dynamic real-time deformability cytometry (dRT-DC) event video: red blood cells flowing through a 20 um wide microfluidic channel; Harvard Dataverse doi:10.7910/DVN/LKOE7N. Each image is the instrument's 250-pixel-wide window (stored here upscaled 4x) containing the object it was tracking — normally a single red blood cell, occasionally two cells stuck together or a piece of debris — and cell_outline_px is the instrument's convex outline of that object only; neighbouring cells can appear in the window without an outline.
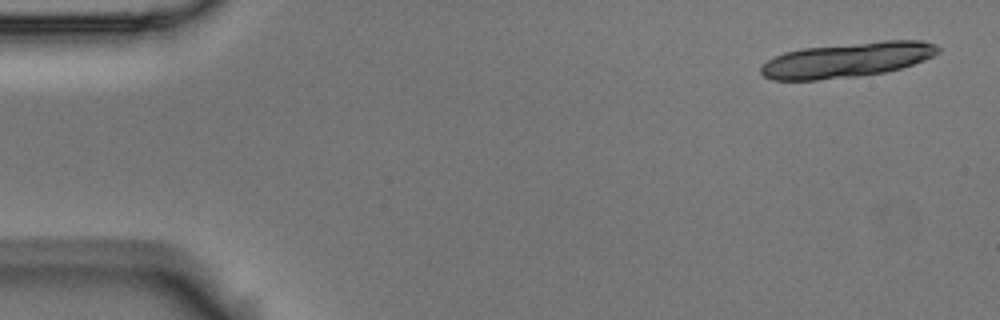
{"species": "Egyptian fruit bat (a non-hibernating species)", "species_latin": "Rousettus aegyptiacus", "temperature_condition": "room temperature", "stored_images_in_passage": 6, "camera_frame_rate_fps": 3000, "um_per_image_px": 0.085, "animal": {"sex": "male"}, "frame": {"image": 1, "passage_image": 1, "time_ms": 0.0, "image_size_px": [1000, 320], "cell_outline_px": [[940, 52], [924, 60], [900, 68], [884, 72], [860, 76], [816, 80], [772, 80], [764, 76], [760, 72], [760, 68], [768, 60], [784, 52], [804, 48], [884, 40], [924, 40], [936, 44], [940, 48]], "centroid_in_image_um": [72.03, 5.09], "position_along_channel_um": 13.0, "area_um2": 36.01}}
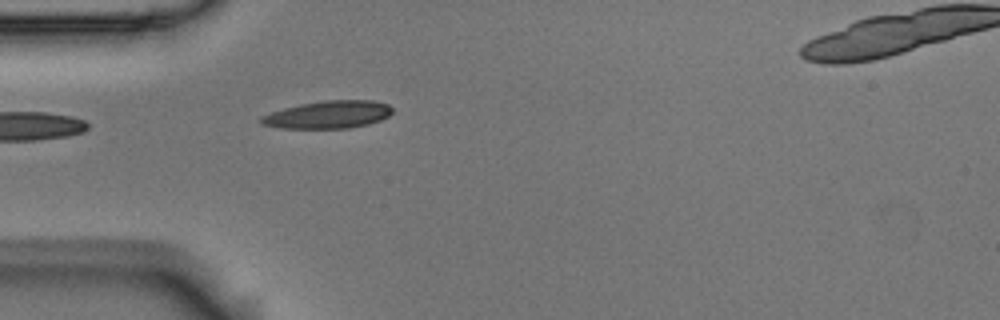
{"frame": {"image": 2, "passage_image": 5, "time_ms": 1.333, "image_size_px": [1000, 320], "cell_outline_px": [[392, 112], [388, 116], [380, 120], [368, 124], [348, 128], [280, 128], [264, 124], [260, 120], [260, 116], [284, 108], [300, 104], [324, 100], [372, 100], [388, 104], [392, 108]], "centroid_in_image_um": [27.91, 9.73], "position_along_channel_um": 57.1, "area_um2": 20.98}}